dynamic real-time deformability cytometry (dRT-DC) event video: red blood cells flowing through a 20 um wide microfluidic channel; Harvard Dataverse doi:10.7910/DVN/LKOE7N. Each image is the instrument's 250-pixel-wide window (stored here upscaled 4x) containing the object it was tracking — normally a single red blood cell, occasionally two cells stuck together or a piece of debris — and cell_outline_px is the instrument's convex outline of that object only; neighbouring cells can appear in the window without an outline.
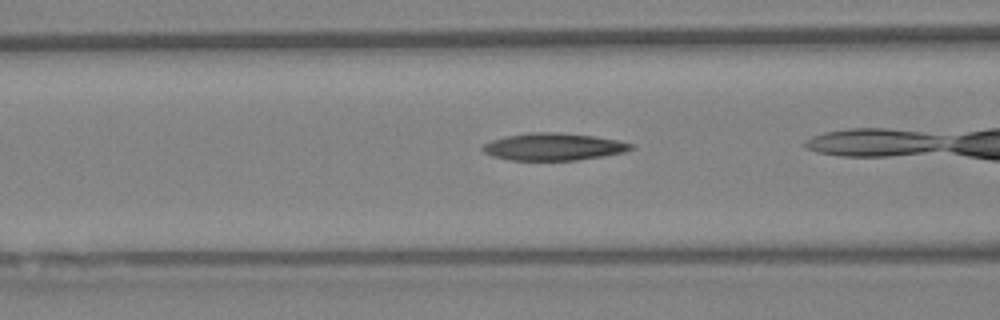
{"species": "Egyptian fruit bat (a non-hibernating species)", "species_latin": "Rousettus aegyptiacus", "temperature_condition": "warm", "stored_images_in_passage": 22, "camera_frame_rate_fps": 3000, "um_per_image_px": 0.085, "animal": {"sex": "female"}, "frame": {"image": 1, "passage_image": 6, "time_ms": 1.667, "image_size_px": [1000, 320], "cell_outline_px": [[636, 148], [624, 152], [604, 156], [576, 160], [508, 160], [492, 156], [484, 152], [480, 148], [484, 144], [492, 140], [504, 136], [528, 132], [556, 132], [596, 136], [636, 144]], "centroid_in_image_um": [47.06, 12.47], "position_along_channel_um": 119.5, "area_um2": 23.81}}